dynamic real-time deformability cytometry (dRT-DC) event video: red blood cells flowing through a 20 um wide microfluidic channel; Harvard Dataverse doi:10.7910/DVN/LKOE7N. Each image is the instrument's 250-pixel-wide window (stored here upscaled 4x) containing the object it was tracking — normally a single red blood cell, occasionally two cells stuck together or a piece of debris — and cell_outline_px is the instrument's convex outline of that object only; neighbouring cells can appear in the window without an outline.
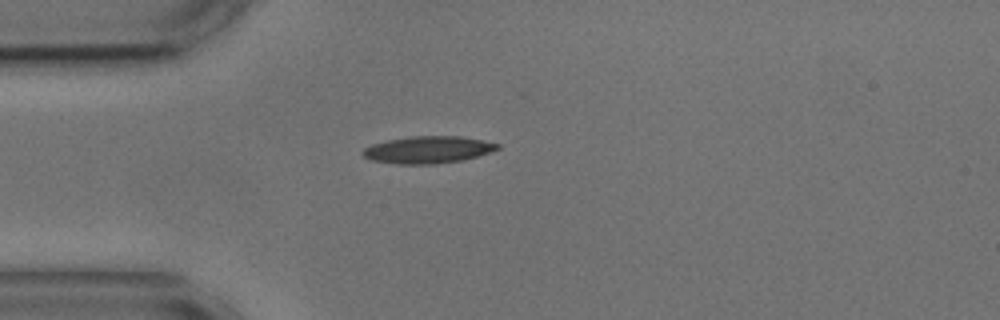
{"species": "common noctule bat (a hibernating species)", "species_latin": "Nyctalus noctula", "temperature_condition": "cold", "stored_images_in_passage": 2, "camera_frame_rate_fps": 3000, "um_per_image_px": 0.085, "animal": {"sex": "male", "body_mass_g": 17.9, "forearm_length_mm": 54.2}, "frame": {"image": 1, "passage_image": 1, "time_ms": 0.0, "image_size_px": [1000, 320], "cell_outline_px": [[500, 148], [476, 156], [460, 160], [432, 164], [400, 164], [372, 160], [364, 156], [360, 152], [364, 148], [372, 144], [388, 140], [412, 136], [460, 136], [500, 144]], "centroid_in_image_um": [36.34, 12.72], "position_along_channel_um": 48.7, "area_um2": 20.92}}